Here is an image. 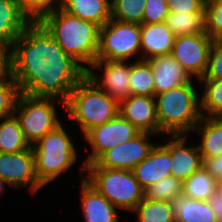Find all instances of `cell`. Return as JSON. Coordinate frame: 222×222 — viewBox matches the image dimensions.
Listing matches in <instances>:
<instances>
[{
	"label": "cell",
	"instance_id": "obj_36",
	"mask_svg": "<svg viewBox=\"0 0 222 222\" xmlns=\"http://www.w3.org/2000/svg\"><path fill=\"white\" fill-rule=\"evenodd\" d=\"M169 14L166 0H146L143 23L154 24L165 22Z\"/></svg>",
	"mask_w": 222,
	"mask_h": 222
},
{
	"label": "cell",
	"instance_id": "obj_19",
	"mask_svg": "<svg viewBox=\"0 0 222 222\" xmlns=\"http://www.w3.org/2000/svg\"><path fill=\"white\" fill-rule=\"evenodd\" d=\"M31 22L18 0H0V45L12 47Z\"/></svg>",
	"mask_w": 222,
	"mask_h": 222
},
{
	"label": "cell",
	"instance_id": "obj_16",
	"mask_svg": "<svg viewBox=\"0 0 222 222\" xmlns=\"http://www.w3.org/2000/svg\"><path fill=\"white\" fill-rule=\"evenodd\" d=\"M152 67L155 95L192 82V77L171 55L147 60Z\"/></svg>",
	"mask_w": 222,
	"mask_h": 222
},
{
	"label": "cell",
	"instance_id": "obj_29",
	"mask_svg": "<svg viewBox=\"0 0 222 222\" xmlns=\"http://www.w3.org/2000/svg\"><path fill=\"white\" fill-rule=\"evenodd\" d=\"M205 88L200 97L201 114L204 117H222V79H199ZM206 112V114L204 113Z\"/></svg>",
	"mask_w": 222,
	"mask_h": 222
},
{
	"label": "cell",
	"instance_id": "obj_31",
	"mask_svg": "<svg viewBox=\"0 0 222 222\" xmlns=\"http://www.w3.org/2000/svg\"><path fill=\"white\" fill-rule=\"evenodd\" d=\"M183 191V181L167 176L144 190L145 198L149 200L172 201Z\"/></svg>",
	"mask_w": 222,
	"mask_h": 222
},
{
	"label": "cell",
	"instance_id": "obj_8",
	"mask_svg": "<svg viewBox=\"0 0 222 222\" xmlns=\"http://www.w3.org/2000/svg\"><path fill=\"white\" fill-rule=\"evenodd\" d=\"M141 53V25L110 19L100 27L96 60L128 61Z\"/></svg>",
	"mask_w": 222,
	"mask_h": 222
},
{
	"label": "cell",
	"instance_id": "obj_24",
	"mask_svg": "<svg viewBox=\"0 0 222 222\" xmlns=\"http://www.w3.org/2000/svg\"><path fill=\"white\" fill-rule=\"evenodd\" d=\"M217 183L218 179L213 177L210 172L202 166L183 181L182 194L189 199L209 201L217 192Z\"/></svg>",
	"mask_w": 222,
	"mask_h": 222
},
{
	"label": "cell",
	"instance_id": "obj_6",
	"mask_svg": "<svg viewBox=\"0 0 222 222\" xmlns=\"http://www.w3.org/2000/svg\"><path fill=\"white\" fill-rule=\"evenodd\" d=\"M85 180L117 209L134 211L145 198V192L132 170L83 167Z\"/></svg>",
	"mask_w": 222,
	"mask_h": 222
},
{
	"label": "cell",
	"instance_id": "obj_20",
	"mask_svg": "<svg viewBox=\"0 0 222 222\" xmlns=\"http://www.w3.org/2000/svg\"><path fill=\"white\" fill-rule=\"evenodd\" d=\"M81 201L85 222H118L116 207L86 180L81 179Z\"/></svg>",
	"mask_w": 222,
	"mask_h": 222
},
{
	"label": "cell",
	"instance_id": "obj_3",
	"mask_svg": "<svg viewBox=\"0 0 222 222\" xmlns=\"http://www.w3.org/2000/svg\"><path fill=\"white\" fill-rule=\"evenodd\" d=\"M156 113L159 122V134H186L202 118L199 95L192 82L154 96Z\"/></svg>",
	"mask_w": 222,
	"mask_h": 222
},
{
	"label": "cell",
	"instance_id": "obj_12",
	"mask_svg": "<svg viewBox=\"0 0 222 222\" xmlns=\"http://www.w3.org/2000/svg\"><path fill=\"white\" fill-rule=\"evenodd\" d=\"M128 64V61L96 60L87 69V77L107 95L120 102L131 95L129 84L130 64ZM95 68L101 70V72L103 71V75L95 74Z\"/></svg>",
	"mask_w": 222,
	"mask_h": 222
},
{
	"label": "cell",
	"instance_id": "obj_34",
	"mask_svg": "<svg viewBox=\"0 0 222 222\" xmlns=\"http://www.w3.org/2000/svg\"><path fill=\"white\" fill-rule=\"evenodd\" d=\"M60 0H18L22 10L32 21H38L46 13L58 8Z\"/></svg>",
	"mask_w": 222,
	"mask_h": 222
},
{
	"label": "cell",
	"instance_id": "obj_23",
	"mask_svg": "<svg viewBox=\"0 0 222 222\" xmlns=\"http://www.w3.org/2000/svg\"><path fill=\"white\" fill-rule=\"evenodd\" d=\"M194 130L202 135L197 146L203 161L222 155V117L202 116Z\"/></svg>",
	"mask_w": 222,
	"mask_h": 222
},
{
	"label": "cell",
	"instance_id": "obj_15",
	"mask_svg": "<svg viewBox=\"0 0 222 222\" xmlns=\"http://www.w3.org/2000/svg\"><path fill=\"white\" fill-rule=\"evenodd\" d=\"M187 135H171L169 141L162 144L169 152L172 160L171 175L182 181L189 178L203 166V159L198 146L186 147Z\"/></svg>",
	"mask_w": 222,
	"mask_h": 222
},
{
	"label": "cell",
	"instance_id": "obj_33",
	"mask_svg": "<svg viewBox=\"0 0 222 222\" xmlns=\"http://www.w3.org/2000/svg\"><path fill=\"white\" fill-rule=\"evenodd\" d=\"M205 32L212 40H222V0L205 8Z\"/></svg>",
	"mask_w": 222,
	"mask_h": 222
},
{
	"label": "cell",
	"instance_id": "obj_13",
	"mask_svg": "<svg viewBox=\"0 0 222 222\" xmlns=\"http://www.w3.org/2000/svg\"><path fill=\"white\" fill-rule=\"evenodd\" d=\"M0 178L13 188L29 187L32 194L43 186L39 183L32 147L17 153H0Z\"/></svg>",
	"mask_w": 222,
	"mask_h": 222
},
{
	"label": "cell",
	"instance_id": "obj_25",
	"mask_svg": "<svg viewBox=\"0 0 222 222\" xmlns=\"http://www.w3.org/2000/svg\"><path fill=\"white\" fill-rule=\"evenodd\" d=\"M0 121V153H17L32 147L15 115L2 117Z\"/></svg>",
	"mask_w": 222,
	"mask_h": 222
},
{
	"label": "cell",
	"instance_id": "obj_1",
	"mask_svg": "<svg viewBox=\"0 0 222 222\" xmlns=\"http://www.w3.org/2000/svg\"><path fill=\"white\" fill-rule=\"evenodd\" d=\"M13 77L20 92L54 98L65 106L87 70L67 55L38 22L32 21L12 45Z\"/></svg>",
	"mask_w": 222,
	"mask_h": 222
},
{
	"label": "cell",
	"instance_id": "obj_9",
	"mask_svg": "<svg viewBox=\"0 0 222 222\" xmlns=\"http://www.w3.org/2000/svg\"><path fill=\"white\" fill-rule=\"evenodd\" d=\"M140 133L120 114L109 122L89 130L84 139L89 142L93 151L84 160L83 166L94 163L107 150L134 139Z\"/></svg>",
	"mask_w": 222,
	"mask_h": 222
},
{
	"label": "cell",
	"instance_id": "obj_17",
	"mask_svg": "<svg viewBox=\"0 0 222 222\" xmlns=\"http://www.w3.org/2000/svg\"><path fill=\"white\" fill-rule=\"evenodd\" d=\"M170 152L163 145H156L150 155L132 169L135 178L145 190L171 175Z\"/></svg>",
	"mask_w": 222,
	"mask_h": 222
},
{
	"label": "cell",
	"instance_id": "obj_32",
	"mask_svg": "<svg viewBox=\"0 0 222 222\" xmlns=\"http://www.w3.org/2000/svg\"><path fill=\"white\" fill-rule=\"evenodd\" d=\"M20 94L16 81H0V118L14 115Z\"/></svg>",
	"mask_w": 222,
	"mask_h": 222
},
{
	"label": "cell",
	"instance_id": "obj_30",
	"mask_svg": "<svg viewBox=\"0 0 222 222\" xmlns=\"http://www.w3.org/2000/svg\"><path fill=\"white\" fill-rule=\"evenodd\" d=\"M145 2L146 0H110L111 19L141 25Z\"/></svg>",
	"mask_w": 222,
	"mask_h": 222
},
{
	"label": "cell",
	"instance_id": "obj_27",
	"mask_svg": "<svg viewBox=\"0 0 222 222\" xmlns=\"http://www.w3.org/2000/svg\"><path fill=\"white\" fill-rule=\"evenodd\" d=\"M130 94L154 97L155 87L151 64L138 58L130 63Z\"/></svg>",
	"mask_w": 222,
	"mask_h": 222
},
{
	"label": "cell",
	"instance_id": "obj_7",
	"mask_svg": "<svg viewBox=\"0 0 222 222\" xmlns=\"http://www.w3.org/2000/svg\"><path fill=\"white\" fill-rule=\"evenodd\" d=\"M57 99L34 97L21 93L15 107L14 115L18 119L26 140L32 146L48 132L61 124L55 103Z\"/></svg>",
	"mask_w": 222,
	"mask_h": 222
},
{
	"label": "cell",
	"instance_id": "obj_21",
	"mask_svg": "<svg viewBox=\"0 0 222 222\" xmlns=\"http://www.w3.org/2000/svg\"><path fill=\"white\" fill-rule=\"evenodd\" d=\"M110 0H60L58 8L99 27L111 19Z\"/></svg>",
	"mask_w": 222,
	"mask_h": 222
},
{
	"label": "cell",
	"instance_id": "obj_37",
	"mask_svg": "<svg viewBox=\"0 0 222 222\" xmlns=\"http://www.w3.org/2000/svg\"><path fill=\"white\" fill-rule=\"evenodd\" d=\"M0 81H15L13 77L12 47L0 45Z\"/></svg>",
	"mask_w": 222,
	"mask_h": 222
},
{
	"label": "cell",
	"instance_id": "obj_26",
	"mask_svg": "<svg viewBox=\"0 0 222 222\" xmlns=\"http://www.w3.org/2000/svg\"><path fill=\"white\" fill-rule=\"evenodd\" d=\"M165 23L175 37L205 33V12H169Z\"/></svg>",
	"mask_w": 222,
	"mask_h": 222
},
{
	"label": "cell",
	"instance_id": "obj_35",
	"mask_svg": "<svg viewBox=\"0 0 222 222\" xmlns=\"http://www.w3.org/2000/svg\"><path fill=\"white\" fill-rule=\"evenodd\" d=\"M200 79H222V40H213L211 44L208 66Z\"/></svg>",
	"mask_w": 222,
	"mask_h": 222
},
{
	"label": "cell",
	"instance_id": "obj_38",
	"mask_svg": "<svg viewBox=\"0 0 222 222\" xmlns=\"http://www.w3.org/2000/svg\"><path fill=\"white\" fill-rule=\"evenodd\" d=\"M169 12H205L200 0H166Z\"/></svg>",
	"mask_w": 222,
	"mask_h": 222
},
{
	"label": "cell",
	"instance_id": "obj_40",
	"mask_svg": "<svg viewBox=\"0 0 222 222\" xmlns=\"http://www.w3.org/2000/svg\"><path fill=\"white\" fill-rule=\"evenodd\" d=\"M208 202L213 209L218 222H222V197L218 193H215Z\"/></svg>",
	"mask_w": 222,
	"mask_h": 222
},
{
	"label": "cell",
	"instance_id": "obj_39",
	"mask_svg": "<svg viewBox=\"0 0 222 222\" xmlns=\"http://www.w3.org/2000/svg\"><path fill=\"white\" fill-rule=\"evenodd\" d=\"M203 166L216 179L222 178V155L205 159Z\"/></svg>",
	"mask_w": 222,
	"mask_h": 222
},
{
	"label": "cell",
	"instance_id": "obj_4",
	"mask_svg": "<svg viewBox=\"0 0 222 222\" xmlns=\"http://www.w3.org/2000/svg\"><path fill=\"white\" fill-rule=\"evenodd\" d=\"M64 107L67 114L77 121L83 135L119 114V102L107 95L87 75L70 92Z\"/></svg>",
	"mask_w": 222,
	"mask_h": 222
},
{
	"label": "cell",
	"instance_id": "obj_2",
	"mask_svg": "<svg viewBox=\"0 0 222 222\" xmlns=\"http://www.w3.org/2000/svg\"><path fill=\"white\" fill-rule=\"evenodd\" d=\"M38 22L63 51L86 70L96 61L100 31L97 24L82 20L60 8L46 13Z\"/></svg>",
	"mask_w": 222,
	"mask_h": 222
},
{
	"label": "cell",
	"instance_id": "obj_28",
	"mask_svg": "<svg viewBox=\"0 0 222 222\" xmlns=\"http://www.w3.org/2000/svg\"><path fill=\"white\" fill-rule=\"evenodd\" d=\"M138 222H175L170 201L144 198L135 208Z\"/></svg>",
	"mask_w": 222,
	"mask_h": 222
},
{
	"label": "cell",
	"instance_id": "obj_14",
	"mask_svg": "<svg viewBox=\"0 0 222 222\" xmlns=\"http://www.w3.org/2000/svg\"><path fill=\"white\" fill-rule=\"evenodd\" d=\"M119 114L140 132L159 135V122L154 97L130 95L119 102Z\"/></svg>",
	"mask_w": 222,
	"mask_h": 222
},
{
	"label": "cell",
	"instance_id": "obj_41",
	"mask_svg": "<svg viewBox=\"0 0 222 222\" xmlns=\"http://www.w3.org/2000/svg\"><path fill=\"white\" fill-rule=\"evenodd\" d=\"M220 0H200V3L202 4V6L204 8L208 7L209 5L215 3V2H218Z\"/></svg>",
	"mask_w": 222,
	"mask_h": 222
},
{
	"label": "cell",
	"instance_id": "obj_18",
	"mask_svg": "<svg viewBox=\"0 0 222 222\" xmlns=\"http://www.w3.org/2000/svg\"><path fill=\"white\" fill-rule=\"evenodd\" d=\"M175 36L165 22L141 24V60L155 56L170 55Z\"/></svg>",
	"mask_w": 222,
	"mask_h": 222
},
{
	"label": "cell",
	"instance_id": "obj_5",
	"mask_svg": "<svg viewBox=\"0 0 222 222\" xmlns=\"http://www.w3.org/2000/svg\"><path fill=\"white\" fill-rule=\"evenodd\" d=\"M74 144L60 124L32 145L35 173L42 186L53 181L75 164L77 150Z\"/></svg>",
	"mask_w": 222,
	"mask_h": 222
},
{
	"label": "cell",
	"instance_id": "obj_22",
	"mask_svg": "<svg viewBox=\"0 0 222 222\" xmlns=\"http://www.w3.org/2000/svg\"><path fill=\"white\" fill-rule=\"evenodd\" d=\"M175 222H218L208 201L189 199L181 194L171 201Z\"/></svg>",
	"mask_w": 222,
	"mask_h": 222
},
{
	"label": "cell",
	"instance_id": "obj_43",
	"mask_svg": "<svg viewBox=\"0 0 222 222\" xmlns=\"http://www.w3.org/2000/svg\"><path fill=\"white\" fill-rule=\"evenodd\" d=\"M6 184H7V183L0 178V193L5 189L4 186H5Z\"/></svg>",
	"mask_w": 222,
	"mask_h": 222
},
{
	"label": "cell",
	"instance_id": "obj_42",
	"mask_svg": "<svg viewBox=\"0 0 222 222\" xmlns=\"http://www.w3.org/2000/svg\"><path fill=\"white\" fill-rule=\"evenodd\" d=\"M222 197V178L218 179L217 192Z\"/></svg>",
	"mask_w": 222,
	"mask_h": 222
},
{
	"label": "cell",
	"instance_id": "obj_10",
	"mask_svg": "<svg viewBox=\"0 0 222 222\" xmlns=\"http://www.w3.org/2000/svg\"><path fill=\"white\" fill-rule=\"evenodd\" d=\"M212 41L206 32L178 36L170 55L199 80L206 72Z\"/></svg>",
	"mask_w": 222,
	"mask_h": 222
},
{
	"label": "cell",
	"instance_id": "obj_11",
	"mask_svg": "<svg viewBox=\"0 0 222 222\" xmlns=\"http://www.w3.org/2000/svg\"><path fill=\"white\" fill-rule=\"evenodd\" d=\"M152 135L155 134L141 132L134 139L107 150L94 163L84 167L132 170L147 158L156 146L152 142H148Z\"/></svg>",
	"mask_w": 222,
	"mask_h": 222
}]
</instances>
